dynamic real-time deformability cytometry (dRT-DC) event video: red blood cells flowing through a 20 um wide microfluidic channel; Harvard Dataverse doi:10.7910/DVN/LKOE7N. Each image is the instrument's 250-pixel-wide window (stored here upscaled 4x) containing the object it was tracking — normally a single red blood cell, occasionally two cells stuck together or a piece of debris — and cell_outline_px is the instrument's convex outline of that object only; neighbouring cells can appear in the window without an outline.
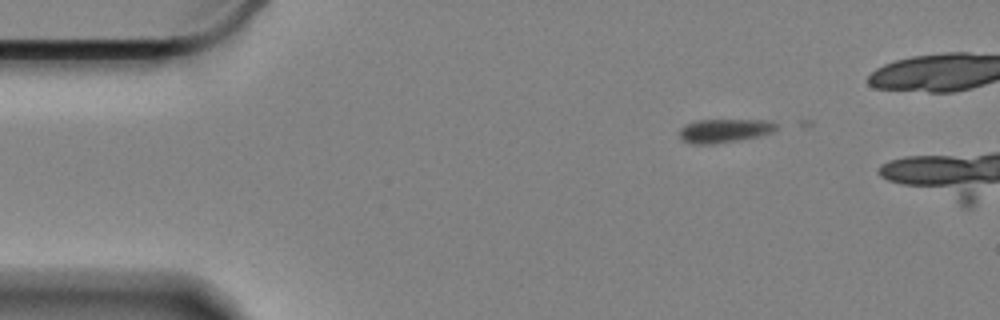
{"species": "Egyptian fruit bat (a non-hibernating species)", "species_latin": "Rousettus aegyptiacus", "temperature_condition": "cold", "stored_images_in_passage": 2, "camera_frame_rate_fps": 3000, "um_per_image_px": 0.085, "animal": {"sex": "female"}, "frame": {"image": 1, "passage_image": 1, "time_ms": 0.0, "image_size_px": [1000, 320], "cell_outline_px": [[776, 128], [772, 132], [760, 136], [716, 144], [692, 144], [684, 140], [680, 136], [680, 128], [684, 124], [696, 120], [768, 120], [776, 124]], "centroid_in_image_um": [61.55, 11.11], "position_along_channel_um": 23.4, "area_um2": 13.35}}